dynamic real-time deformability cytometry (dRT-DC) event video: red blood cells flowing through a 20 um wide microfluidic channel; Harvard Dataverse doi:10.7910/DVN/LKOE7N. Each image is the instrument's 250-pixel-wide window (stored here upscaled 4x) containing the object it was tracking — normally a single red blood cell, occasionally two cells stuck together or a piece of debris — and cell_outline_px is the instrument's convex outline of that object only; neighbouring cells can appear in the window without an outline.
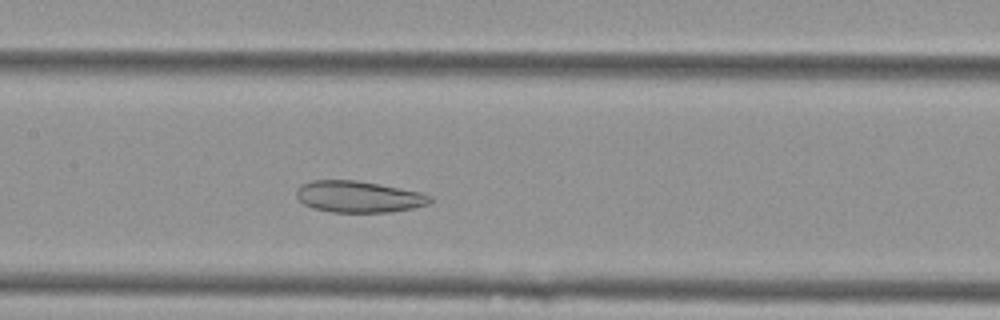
{"species": "Egyptian fruit bat (a non-hibernating species)", "species_latin": "Rousettus aegyptiacus", "temperature_condition": "cold", "stored_images_in_passage": 44, "camera_frame_rate_fps": 3000, "um_per_image_px": 0.085, "animal": {"sex": "female"}, "frame": {"image": 1, "passage_image": 16, "time_ms": 5.0, "image_size_px": [1000, 320], "cell_outline_px": [[432, 200], [428, 204], [412, 208], [388, 212], [332, 212], [312, 208], [304, 204], [296, 196], [296, 188], [300, 184], [312, 180], [356, 180], [380, 184], [420, 192], [432, 196]], "centroid_in_image_um": [30.45, 16.71], "position_along_channel_um": 177.0, "area_um2": 24.57}}
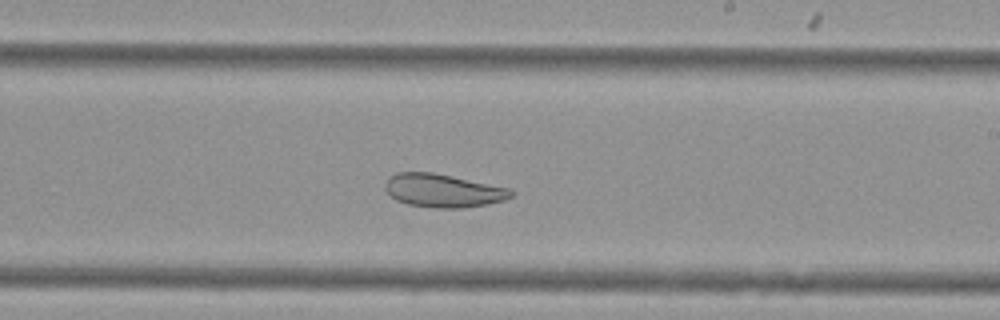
{"frame": {"image": 2, "passage_image": 22, "time_ms": 7.0, "image_size_px": [1000, 320], "cell_outline_px": [[516, 192], [512, 196], [504, 200], [488, 204], [460, 208], [436, 208], [408, 204], [396, 200], [384, 188], [384, 184], [388, 176], [396, 172], [432, 172], [512, 188]], "centroid_in_image_um": [37.68, 16.19], "position_along_channel_um": 251.3, "area_um2": 24.62}}
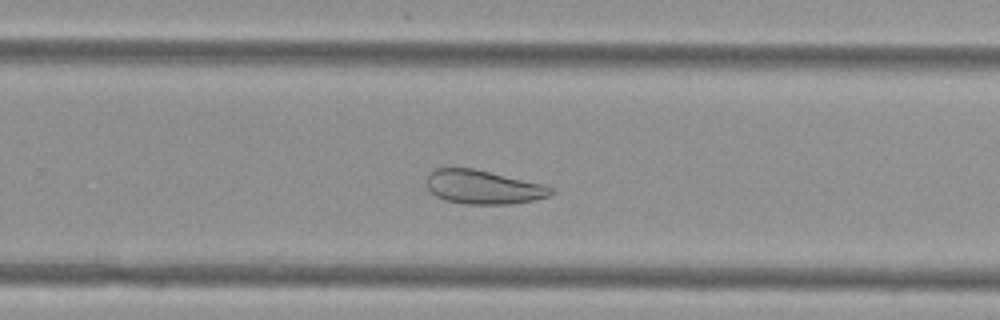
{"frame": {"image": 3, "passage_image": 25, "time_ms": 8.0, "image_size_px": [1000, 320], "cell_outline_px": [[556, 192], [548, 196], [536, 200], [508, 204], [464, 204], [444, 200], [436, 196], [428, 188], [428, 176], [436, 168], [472, 168], [544, 184], [556, 188]], "centroid_in_image_um": [41.14, 15.91], "position_along_channel_um": 288.7, "area_um2": 24.51}, "authors_computed_cell_mechanics": {"area_um2": 29.4491, "velocity_mm_per_s": 3.7398, "shape_relaxation_time_tau1_ms": null, "shape_relaxation_time_tau2_ms": 9.4693, "deformation_change_tau1": null, "deformation_change_tau2": 0.196}}